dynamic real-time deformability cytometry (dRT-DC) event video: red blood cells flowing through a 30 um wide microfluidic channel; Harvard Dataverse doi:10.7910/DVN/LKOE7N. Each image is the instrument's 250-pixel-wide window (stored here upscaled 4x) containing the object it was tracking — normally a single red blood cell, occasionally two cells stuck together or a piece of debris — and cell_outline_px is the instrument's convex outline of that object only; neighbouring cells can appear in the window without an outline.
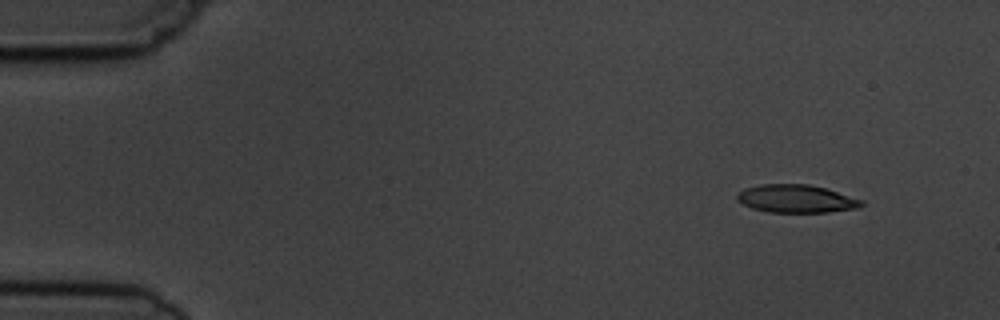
{"species": "common noctule bat (a hibernating species)", "species_latin": "Nyctalus noctula", "temperature_condition": "cold", "stored_images_in_passage": 5, "camera_frame_rate_fps": 3000, "um_per_image_px": 0.085, "animal": {"sex": "male", "body_mass_g": 19.5, "forearm_length_mm": 54.6}, "frame": {"image": 1, "passage_image": 1, "time_ms": 0.0, "image_size_px": [1000, 320], "cell_outline_px": [[864, 204], [860, 208], [828, 212], [768, 212], [752, 208], [736, 200], [736, 196], [744, 188], [760, 184], [808, 184], [824, 188], [864, 200]], "centroid_in_image_um": [67.69, 16.89], "position_along_channel_um": 17.3, "area_um2": 20.29}}
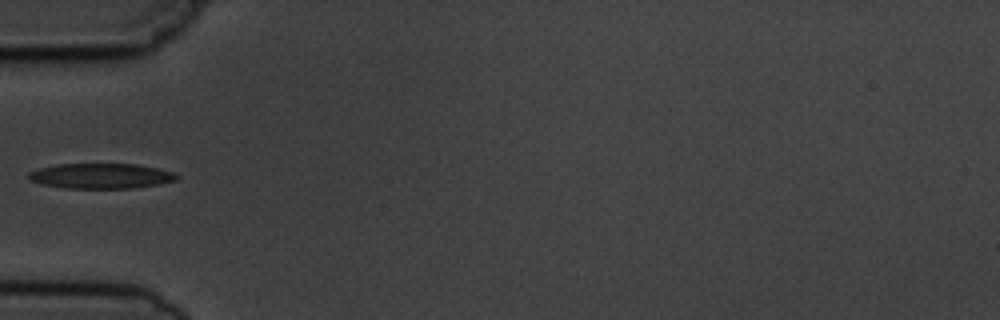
{"frame": {"image": 2, "passage_image": 4, "time_ms": 4.333, "image_size_px": [1000, 320], "cell_outline_px": [[180, 176], [176, 180], [160, 184], [132, 188], [64, 188], [40, 184], [28, 180], [28, 172], [40, 168], [56, 164], [136, 164], [156, 168], [172, 172]], "centroid_in_image_um": [8.54, 14.96], "position_along_channel_um": 76.5, "area_um2": 21.79}}
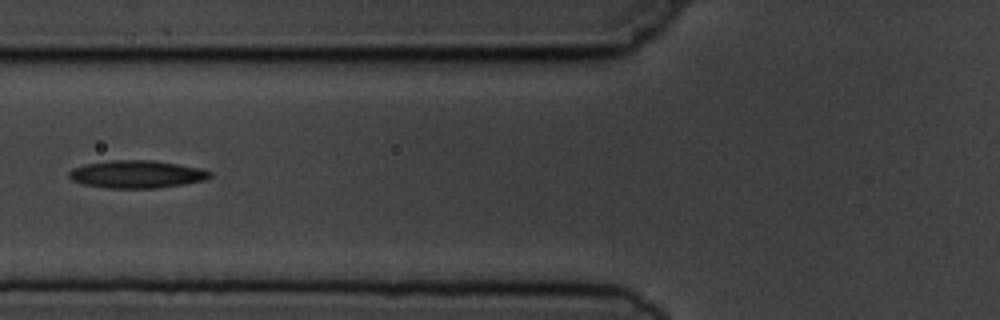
{"frame": {"image": 3, "passage_image": 5, "time_ms": 5.333, "image_size_px": [1000, 320], "cell_outline_px": [[212, 176], [204, 180], [184, 184], [156, 188], [108, 188], [84, 184], [72, 180], [68, 176], [68, 172], [72, 168], [88, 164], [112, 160], [152, 160], [200, 168], [212, 172]], "centroid_in_image_um": [11.63, 14.81], "position_along_channel_um": 114.2, "area_um2": 22.54}}